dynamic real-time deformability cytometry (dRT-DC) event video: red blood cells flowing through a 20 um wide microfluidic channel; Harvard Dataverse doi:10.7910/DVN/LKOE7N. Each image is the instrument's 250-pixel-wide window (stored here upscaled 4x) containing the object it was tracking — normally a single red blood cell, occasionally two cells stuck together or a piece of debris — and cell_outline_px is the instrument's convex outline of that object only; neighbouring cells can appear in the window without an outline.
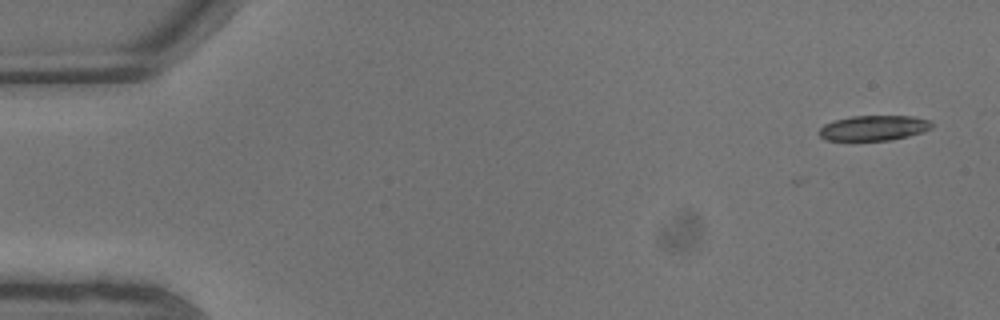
{"species": "common noctule bat (a hibernating species)", "species_latin": "Nyctalus noctula", "temperature_condition": "warm", "stored_images_in_passage": 7, "camera_frame_rate_fps": 3000, "um_per_image_px": 0.085, "animal": {"sex": "male", "body_mass_g": 13.3}, "frame": {"image": 1, "passage_image": 1, "time_ms": 0.0, "image_size_px": [1000, 320], "cell_outline_px": [[932, 128], [924, 132], [892, 140], [824, 140], [816, 132], [824, 124], [836, 120], [852, 116], [912, 116], [932, 120]], "centroid_in_image_um": [74.28, 10.88], "position_along_channel_um": 10.7, "area_um2": 16.65}}
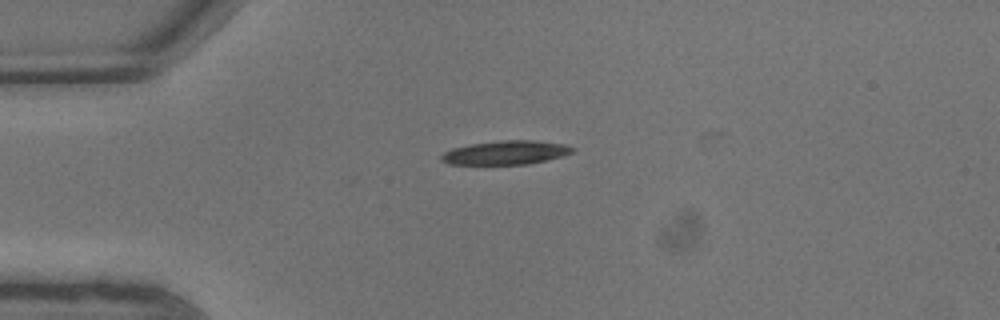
{"frame": {"image": 2, "passage_image": 5, "time_ms": 1.333, "image_size_px": [1000, 320], "cell_outline_px": [[576, 148], [572, 152], [564, 156], [528, 164], [448, 164], [440, 160], [440, 156], [444, 152], [452, 148], [472, 144], [504, 140], [532, 140], [568, 144]], "centroid_in_image_um": [43.03, 12.97], "position_along_channel_um": 42.0, "area_um2": 18.26}}